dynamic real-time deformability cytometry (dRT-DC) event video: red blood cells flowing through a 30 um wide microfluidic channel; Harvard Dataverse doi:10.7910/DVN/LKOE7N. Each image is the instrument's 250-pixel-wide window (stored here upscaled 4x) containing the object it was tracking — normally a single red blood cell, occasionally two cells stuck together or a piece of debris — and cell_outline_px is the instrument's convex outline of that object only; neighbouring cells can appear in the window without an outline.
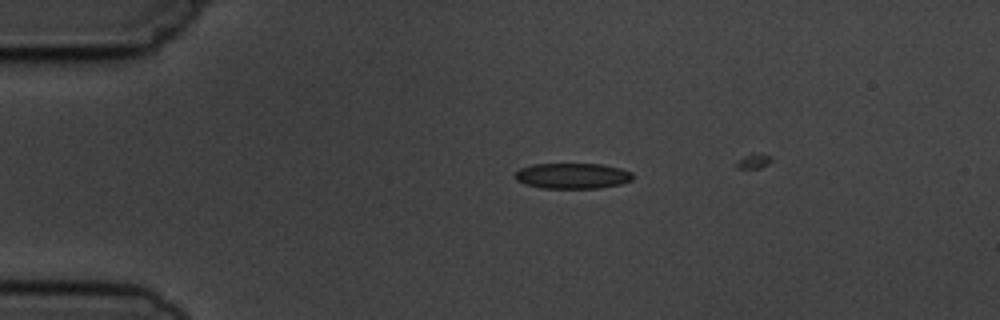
{"species": "common noctule bat (a hibernating species)", "species_latin": "Nyctalus noctula", "temperature_condition": "cold", "stored_images_in_passage": 4, "camera_frame_rate_fps": 3000, "um_per_image_px": 0.085, "animal": {"sex": "male", "body_mass_g": 19.5, "forearm_length_mm": 54.6}, "frame": {"image": 1, "passage_image": 1, "time_ms": 0.0, "image_size_px": [1000, 320], "cell_outline_px": [[632, 180], [620, 184], [600, 188], [540, 188], [524, 184], [516, 180], [512, 176], [520, 168], [532, 164], [604, 164], [620, 168], [632, 172]], "centroid_in_image_um": [48.62, 14.95], "position_along_channel_um": 36.4, "area_um2": 17.74}}
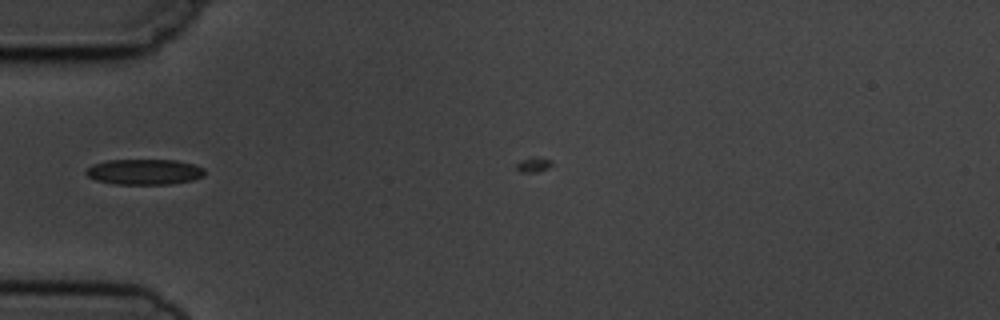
{"frame": {"image": 2, "passage_image": 3, "time_ms": 2.0, "image_size_px": [1000, 320], "cell_outline_px": [[204, 176], [192, 180], [168, 184], [112, 184], [96, 180], [88, 176], [84, 172], [92, 164], [108, 160], [176, 160], [192, 164], [204, 168]], "centroid_in_image_um": [12.25, 14.61], "position_along_channel_um": 72.8, "area_um2": 17.63}}